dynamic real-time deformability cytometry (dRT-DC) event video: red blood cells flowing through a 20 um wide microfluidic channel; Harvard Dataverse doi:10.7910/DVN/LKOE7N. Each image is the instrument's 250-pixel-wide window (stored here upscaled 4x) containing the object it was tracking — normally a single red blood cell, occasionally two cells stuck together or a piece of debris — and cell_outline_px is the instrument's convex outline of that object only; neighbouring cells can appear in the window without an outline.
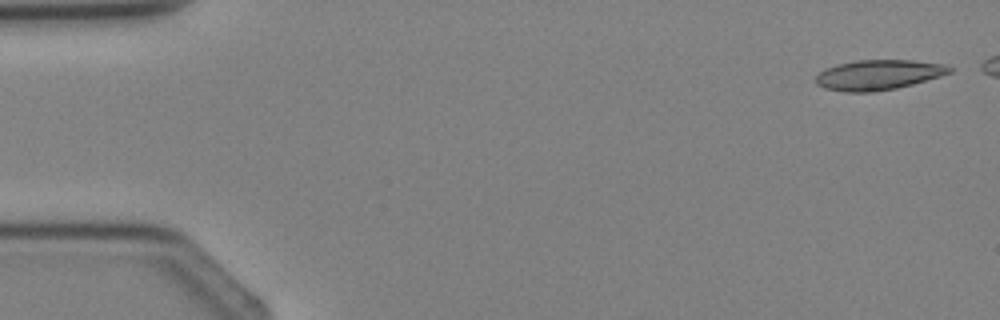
{"species": "Egyptian fruit bat (a non-hibernating species)", "species_latin": "Rousettus aegyptiacus", "temperature_condition": "cold", "stored_images_in_passage": 4, "camera_frame_rate_fps": 3000, "um_per_image_px": 0.085, "animal": {"sex": "female"}, "frame": {"image": 1, "passage_image": 1, "time_ms": 0.0, "image_size_px": [1000, 320], "cell_outline_px": [[952, 72], [940, 76], [912, 84], [896, 88], [876, 92], [844, 92], [824, 88], [816, 84], [816, 76], [824, 68], [836, 64], [856, 60], [912, 60], [944, 64], [952, 68]], "centroid_in_image_um": [74.63, 6.36], "position_along_channel_um": 10.4, "area_um2": 23.52}}